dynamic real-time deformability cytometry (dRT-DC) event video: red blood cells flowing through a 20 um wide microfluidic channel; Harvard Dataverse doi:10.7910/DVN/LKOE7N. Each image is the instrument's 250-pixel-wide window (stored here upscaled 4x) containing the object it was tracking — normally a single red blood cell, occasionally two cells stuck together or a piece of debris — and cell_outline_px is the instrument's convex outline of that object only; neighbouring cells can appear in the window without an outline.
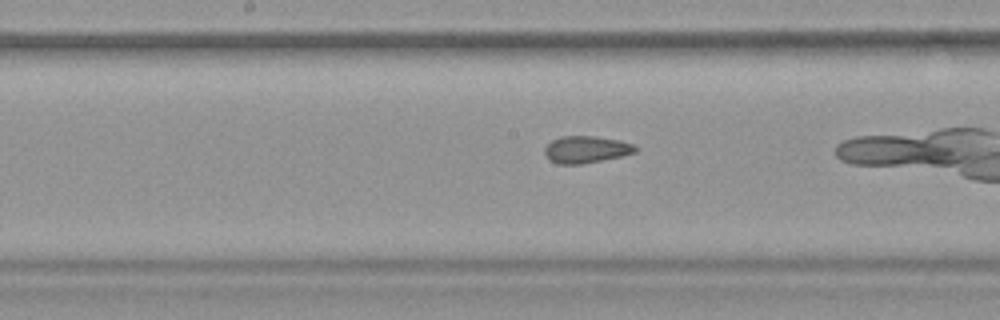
{"species": "common noctule bat (a hibernating species)", "species_latin": "Nyctalus noctula", "temperature_condition": "warm", "stored_images_in_passage": 26, "camera_frame_rate_fps": 3000, "um_per_image_px": 0.085, "animal": {"sex": "female", "body_mass_g": 19.9}, "frame": {"image": 1, "passage_image": 12, "time_ms": 3.667, "image_size_px": [1000, 320], "cell_outline_px": [[640, 148], [636, 152], [620, 156], [580, 164], [556, 164], [548, 160], [544, 152], [544, 148], [552, 140], [560, 136], [596, 136], [620, 140], [632, 144]], "centroid_in_image_um": [49.8, 12.7], "position_along_channel_um": 198.4, "area_um2": 14.33}}
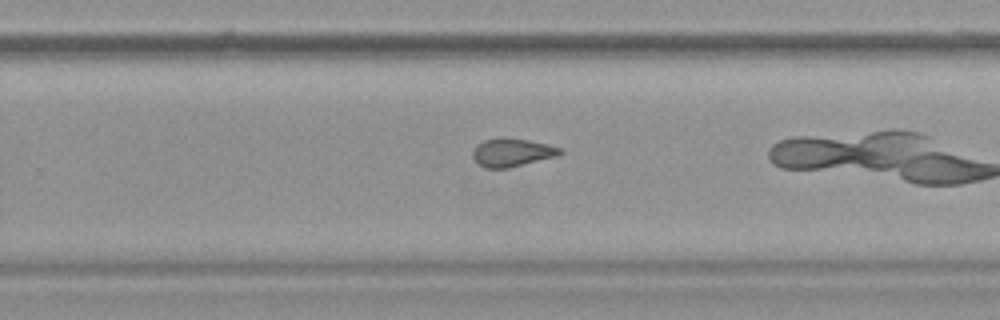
{"frame": {"image": 2, "passage_image": 19, "time_ms": 6.0, "image_size_px": [1000, 320], "cell_outline_px": [[564, 152], [556, 156], [508, 168], [488, 168], [480, 164], [472, 156], [472, 152], [476, 144], [484, 140], [496, 136], [504, 136], [528, 140], [548, 144], [560, 148]], "centroid_in_image_um": [43.5, 12.92], "position_along_channel_um": 286.3, "area_um2": 14.45}}